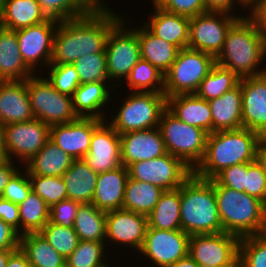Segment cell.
<instances>
[{"mask_svg":"<svg viewBox=\"0 0 266 267\" xmlns=\"http://www.w3.org/2000/svg\"><path fill=\"white\" fill-rule=\"evenodd\" d=\"M111 11H89L79 18L59 22L50 64H73L81 56L105 52L111 29L123 17Z\"/></svg>","mask_w":266,"mask_h":267,"instance_id":"1","label":"cell"},{"mask_svg":"<svg viewBox=\"0 0 266 267\" xmlns=\"http://www.w3.org/2000/svg\"><path fill=\"white\" fill-rule=\"evenodd\" d=\"M266 57V40L256 22L240 17L227 31L223 48L215 58L217 65L231 70L240 79L266 72L258 69Z\"/></svg>","mask_w":266,"mask_h":267,"instance_id":"2","label":"cell"},{"mask_svg":"<svg viewBox=\"0 0 266 267\" xmlns=\"http://www.w3.org/2000/svg\"><path fill=\"white\" fill-rule=\"evenodd\" d=\"M260 139L259 134L246 128L209 133L204 157L193 174L211 180L225 168L254 162Z\"/></svg>","mask_w":266,"mask_h":267,"instance_id":"3","label":"cell"},{"mask_svg":"<svg viewBox=\"0 0 266 267\" xmlns=\"http://www.w3.org/2000/svg\"><path fill=\"white\" fill-rule=\"evenodd\" d=\"M181 229L189 236L222 232L215 185L192 174L180 186Z\"/></svg>","mask_w":266,"mask_h":267,"instance_id":"4","label":"cell"},{"mask_svg":"<svg viewBox=\"0 0 266 267\" xmlns=\"http://www.w3.org/2000/svg\"><path fill=\"white\" fill-rule=\"evenodd\" d=\"M222 232L238 237L266 233V204L246 192L215 185Z\"/></svg>","mask_w":266,"mask_h":267,"instance_id":"5","label":"cell"},{"mask_svg":"<svg viewBox=\"0 0 266 267\" xmlns=\"http://www.w3.org/2000/svg\"><path fill=\"white\" fill-rule=\"evenodd\" d=\"M158 127L167 153L181 159L194 170L204 157L208 133L184 123L167 109L162 113Z\"/></svg>","mask_w":266,"mask_h":267,"instance_id":"6","label":"cell"},{"mask_svg":"<svg viewBox=\"0 0 266 267\" xmlns=\"http://www.w3.org/2000/svg\"><path fill=\"white\" fill-rule=\"evenodd\" d=\"M129 94L118 114L108 124L119 135L158 127L161 115L167 109L165 94L133 91Z\"/></svg>","mask_w":266,"mask_h":267,"instance_id":"7","label":"cell"},{"mask_svg":"<svg viewBox=\"0 0 266 267\" xmlns=\"http://www.w3.org/2000/svg\"><path fill=\"white\" fill-rule=\"evenodd\" d=\"M215 64V58L210 54L188 47L180 49L176 60L164 74L165 97L195 94Z\"/></svg>","mask_w":266,"mask_h":267,"instance_id":"8","label":"cell"},{"mask_svg":"<svg viewBox=\"0 0 266 267\" xmlns=\"http://www.w3.org/2000/svg\"><path fill=\"white\" fill-rule=\"evenodd\" d=\"M26 87L35 119L53 126L79 118L72 96L57 91L46 77L33 75L26 79Z\"/></svg>","mask_w":266,"mask_h":267,"instance_id":"9","label":"cell"},{"mask_svg":"<svg viewBox=\"0 0 266 267\" xmlns=\"http://www.w3.org/2000/svg\"><path fill=\"white\" fill-rule=\"evenodd\" d=\"M234 15L224 11H207L191 17L188 25V48L216 58L223 48L227 31L243 17Z\"/></svg>","mask_w":266,"mask_h":267,"instance_id":"10","label":"cell"},{"mask_svg":"<svg viewBox=\"0 0 266 267\" xmlns=\"http://www.w3.org/2000/svg\"><path fill=\"white\" fill-rule=\"evenodd\" d=\"M125 24L121 19L107 37L105 54L107 75L110 81L126 79L132 68L141 59L136 29L129 30V27L125 29Z\"/></svg>","mask_w":266,"mask_h":267,"instance_id":"11","label":"cell"},{"mask_svg":"<svg viewBox=\"0 0 266 267\" xmlns=\"http://www.w3.org/2000/svg\"><path fill=\"white\" fill-rule=\"evenodd\" d=\"M128 171L130 178L152 183L164 191L179 188L193 174L192 169L170 153L135 162L128 167Z\"/></svg>","mask_w":266,"mask_h":267,"instance_id":"12","label":"cell"},{"mask_svg":"<svg viewBox=\"0 0 266 267\" xmlns=\"http://www.w3.org/2000/svg\"><path fill=\"white\" fill-rule=\"evenodd\" d=\"M239 242L240 237L226 232L191 235L188 253L199 265L235 267Z\"/></svg>","mask_w":266,"mask_h":267,"instance_id":"13","label":"cell"},{"mask_svg":"<svg viewBox=\"0 0 266 267\" xmlns=\"http://www.w3.org/2000/svg\"><path fill=\"white\" fill-rule=\"evenodd\" d=\"M6 156H18L25 164L36 155L50 139V126L39 119L1 126Z\"/></svg>","mask_w":266,"mask_h":267,"instance_id":"14","label":"cell"},{"mask_svg":"<svg viewBox=\"0 0 266 267\" xmlns=\"http://www.w3.org/2000/svg\"><path fill=\"white\" fill-rule=\"evenodd\" d=\"M190 236L180 230L148 227L143 245L139 250L157 267H169L188 254Z\"/></svg>","mask_w":266,"mask_h":267,"instance_id":"15","label":"cell"},{"mask_svg":"<svg viewBox=\"0 0 266 267\" xmlns=\"http://www.w3.org/2000/svg\"><path fill=\"white\" fill-rule=\"evenodd\" d=\"M58 23L59 21L48 19L16 31L21 57L32 71H35L36 65L41 61V64H47L46 68L50 65Z\"/></svg>","mask_w":266,"mask_h":267,"instance_id":"16","label":"cell"},{"mask_svg":"<svg viewBox=\"0 0 266 267\" xmlns=\"http://www.w3.org/2000/svg\"><path fill=\"white\" fill-rule=\"evenodd\" d=\"M242 128L266 137V72L242 78Z\"/></svg>","mask_w":266,"mask_h":267,"instance_id":"17","label":"cell"},{"mask_svg":"<svg viewBox=\"0 0 266 267\" xmlns=\"http://www.w3.org/2000/svg\"><path fill=\"white\" fill-rule=\"evenodd\" d=\"M103 121L79 117L69 123L50 126V140L72 158H84L89 151L93 131Z\"/></svg>","mask_w":266,"mask_h":267,"instance_id":"18","label":"cell"},{"mask_svg":"<svg viewBox=\"0 0 266 267\" xmlns=\"http://www.w3.org/2000/svg\"><path fill=\"white\" fill-rule=\"evenodd\" d=\"M104 122L93 131L89 151L83 158L97 174L122 166L120 135Z\"/></svg>","mask_w":266,"mask_h":267,"instance_id":"19","label":"cell"},{"mask_svg":"<svg viewBox=\"0 0 266 267\" xmlns=\"http://www.w3.org/2000/svg\"><path fill=\"white\" fill-rule=\"evenodd\" d=\"M147 228L148 218L145 215L123 208L106 212V239L118 245L124 243L140 250Z\"/></svg>","mask_w":266,"mask_h":267,"instance_id":"20","label":"cell"},{"mask_svg":"<svg viewBox=\"0 0 266 267\" xmlns=\"http://www.w3.org/2000/svg\"><path fill=\"white\" fill-rule=\"evenodd\" d=\"M121 163L131 164L161 157L167 153L159 127L120 135Z\"/></svg>","mask_w":266,"mask_h":267,"instance_id":"21","label":"cell"},{"mask_svg":"<svg viewBox=\"0 0 266 267\" xmlns=\"http://www.w3.org/2000/svg\"><path fill=\"white\" fill-rule=\"evenodd\" d=\"M33 119L26 80L0 81V127Z\"/></svg>","mask_w":266,"mask_h":267,"instance_id":"22","label":"cell"},{"mask_svg":"<svg viewBox=\"0 0 266 267\" xmlns=\"http://www.w3.org/2000/svg\"><path fill=\"white\" fill-rule=\"evenodd\" d=\"M128 177L129 171L124 165L99 173L92 203L104 212L121 209Z\"/></svg>","mask_w":266,"mask_h":267,"instance_id":"23","label":"cell"},{"mask_svg":"<svg viewBox=\"0 0 266 267\" xmlns=\"http://www.w3.org/2000/svg\"><path fill=\"white\" fill-rule=\"evenodd\" d=\"M167 110L184 123L212 133V113L207 100L195 94H178L167 97Z\"/></svg>","mask_w":266,"mask_h":267,"instance_id":"24","label":"cell"},{"mask_svg":"<svg viewBox=\"0 0 266 267\" xmlns=\"http://www.w3.org/2000/svg\"><path fill=\"white\" fill-rule=\"evenodd\" d=\"M154 13L144 25L158 38L176 45L179 49L188 47V25L190 18L168 12L154 5Z\"/></svg>","mask_w":266,"mask_h":267,"instance_id":"25","label":"cell"},{"mask_svg":"<svg viewBox=\"0 0 266 267\" xmlns=\"http://www.w3.org/2000/svg\"><path fill=\"white\" fill-rule=\"evenodd\" d=\"M242 102L240 84L208 101L212 113V133L242 128Z\"/></svg>","mask_w":266,"mask_h":267,"instance_id":"26","label":"cell"},{"mask_svg":"<svg viewBox=\"0 0 266 267\" xmlns=\"http://www.w3.org/2000/svg\"><path fill=\"white\" fill-rule=\"evenodd\" d=\"M35 73L21 57L16 31L0 29V81H21Z\"/></svg>","mask_w":266,"mask_h":267,"instance_id":"27","label":"cell"},{"mask_svg":"<svg viewBox=\"0 0 266 267\" xmlns=\"http://www.w3.org/2000/svg\"><path fill=\"white\" fill-rule=\"evenodd\" d=\"M47 20L37 0H0L2 28L17 31Z\"/></svg>","mask_w":266,"mask_h":267,"instance_id":"28","label":"cell"},{"mask_svg":"<svg viewBox=\"0 0 266 267\" xmlns=\"http://www.w3.org/2000/svg\"><path fill=\"white\" fill-rule=\"evenodd\" d=\"M140 45V57L150 62L165 74L176 60L179 48L167 41L158 38L145 25L136 28Z\"/></svg>","mask_w":266,"mask_h":267,"instance_id":"29","label":"cell"},{"mask_svg":"<svg viewBox=\"0 0 266 267\" xmlns=\"http://www.w3.org/2000/svg\"><path fill=\"white\" fill-rule=\"evenodd\" d=\"M105 82L82 83L75 90L73 98L74 111L78 117L97 118L105 121L101 111L110 101V90Z\"/></svg>","mask_w":266,"mask_h":267,"instance_id":"30","label":"cell"},{"mask_svg":"<svg viewBox=\"0 0 266 267\" xmlns=\"http://www.w3.org/2000/svg\"><path fill=\"white\" fill-rule=\"evenodd\" d=\"M62 177L66 184L68 199L81 204L92 203L98 174L83 158L74 159Z\"/></svg>","mask_w":266,"mask_h":267,"instance_id":"31","label":"cell"},{"mask_svg":"<svg viewBox=\"0 0 266 267\" xmlns=\"http://www.w3.org/2000/svg\"><path fill=\"white\" fill-rule=\"evenodd\" d=\"M74 158L50 139L25 165L28 175L62 176L72 165Z\"/></svg>","mask_w":266,"mask_h":267,"instance_id":"32","label":"cell"},{"mask_svg":"<svg viewBox=\"0 0 266 267\" xmlns=\"http://www.w3.org/2000/svg\"><path fill=\"white\" fill-rule=\"evenodd\" d=\"M19 247L32 267H66V258L59 254L40 232L20 235Z\"/></svg>","mask_w":266,"mask_h":267,"instance_id":"33","label":"cell"},{"mask_svg":"<svg viewBox=\"0 0 266 267\" xmlns=\"http://www.w3.org/2000/svg\"><path fill=\"white\" fill-rule=\"evenodd\" d=\"M147 218L148 227L165 230H180V187L163 191L156 206L152 209Z\"/></svg>","mask_w":266,"mask_h":267,"instance_id":"34","label":"cell"},{"mask_svg":"<svg viewBox=\"0 0 266 267\" xmlns=\"http://www.w3.org/2000/svg\"><path fill=\"white\" fill-rule=\"evenodd\" d=\"M164 190L152 183L128 177L125 185L123 209L148 216Z\"/></svg>","mask_w":266,"mask_h":267,"instance_id":"35","label":"cell"},{"mask_svg":"<svg viewBox=\"0 0 266 267\" xmlns=\"http://www.w3.org/2000/svg\"><path fill=\"white\" fill-rule=\"evenodd\" d=\"M106 212L93 203L80 204L73 229L82 241H106Z\"/></svg>","mask_w":266,"mask_h":267,"instance_id":"36","label":"cell"},{"mask_svg":"<svg viewBox=\"0 0 266 267\" xmlns=\"http://www.w3.org/2000/svg\"><path fill=\"white\" fill-rule=\"evenodd\" d=\"M50 207L33 190L19 204L20 235L39 232L49 222Z\"/></svg>","mask_w":266,"mask_h":267,"instance_id":"37","label":"cell"},{"mask_svg":"<svg viewBox=\"0 0 266 267\" xmlns=\"http://www.w3.org/2000/svg\"><path fill=\"white\" fill-rule=\"evenodd\" d=\"M239 81L240 78L231 70L215 64L208 75L201 81L195 95L210 101L236 87Z\"/></svg>","mask_w":266,"mask_h":267,"instance_id":"38","label":"cell"},{"mask_svg":"<svg viewBox=\"0 0 266 267\" xmlns=\"http://www.w3.org/2000/svg\"><path fill=\"white\" fill-rule=\"evenodd\" d=\"M126 82L133 92H164V74L143 59L132 68Z\"/></svg>","mask_w":266,"mask_h":267,"instance_id":"39","label":"cell"},{"mask_svg":"<svg viewBox=\"0 0 266 267\" xmlns=\"http://www.w3.org/2000/svg\"><path fill=\"white\" fill-rule=\"evenodd\" d=\"M106 242L80 240L76 249L66 258V267H101L105 264ZM105 247V248H104Z\"/></svg>","mask_w":266,"mask_h":267,"instance_id":"40","label":"cell"},{"mask_svg":"<svg viewBox=\"0 0 266 267\" xmlns=\"http://www.w3.org/2000/svg\"><path fill=\"white\" fill-rule=\"evenodd\" d=\"M39 232L65 258L72 254L80 241L73 227L57 225L50 221Z\"/></svg>","mask_w":266,"mask_h":267,"instance_id":"41","label":"cell"},{"mask_svg":"<svg viewBox=\"0 0 266 267\" xmlns=\"http://www.w3.org/2000/svg\"><path fill=\"white\" fill-rule=\"evenodd\" d=\"M73 65L78 72L80 84L106 82V80H110L107 75L105 52L89 53L85 56H81Z\"/></svg>","mask_w":266,"mask_h":267,"instance_id":"42","label":"cell"},{"mask_svg":"<svg viewBox=\"0 0 266 267\" xmlns=\"http://www.w3.org/2000/svg\"><path fill=\"white\" fill-rule=\"evenodd\" d=\"M238 264L242 267H266V233L240 238Z\"/></svg>","mask_w":266,"mask_h":267,"instance_id":"43","label":"cell"},{"mask_svg":"<svg viewBox=\"0 0 266 267\" xmlns=\"http://www.w3.org/2000/svg\"><path fill=\"white\" fill-rule=\"evenodd\" d=\"M32 190L51 207L67 199L66 184L62 176L29 175Z\"/></svg>","mask_w":266,"mask_h":267,"instance_id":"44","label":"cell"},{"mask_svg":"<svg viewBox=\"0 0 266 267\" xmlns=\"http://www.w3.org/2000/svg\"><path fill=\"white\" fill-rule=\"evenodd\" d=\"M48 19L63 22L89 12L80 0H37Z\"/></svg>","mask_w":266,"mask_h":267,"instance_id":"45","label":"cell"},{"mask_svg":"<svg viewBox=\"0 0 266 267\" xmlns=\"http://www.w3.org/2000/svg\"><path fill=\"white\" fill-rule=\"evenodd\" d=\"M48 81L60 93L73 96L80 85L78 72L73 64H50Z\"/></svg>","mask_w":266,"mask_h":267,"instance_id":"46","label":"cell"},{"mask_svg":"<svg viewBox=\"0 0 266 267\" xmlns=\"http://www.w3.org/2000/svg\"><path fill=\"white\" fill-rule=\"evenodd\" d=\"M245 192L266 204V172L256 160L247 162Z\"/></svg>","mask_w":266,"mask_h":267,"instance_id":"47","label":"cell"},{"mask_svg":"<svg viewBox=\"0 0 266 267\" xmlns=\"http://www.w3.org/2000/svg\"><path fill=\"white\" fill-rule=\"evenodd\" d=\"M247 162L223 169L213 179L214 185H222L230 189L245 192Z\"/></svg>","mask_w":266,"mask_h":267,"instance_id":"48","label":"cell"},{"mask_svg":"<svg viewBox=\"0 0 266 267\" xmlns=\"http://www.w3.org/2000/svg\"><path fill=\"white\" fill-rule=\"evenodd\" d=\"M25 173L18 171L8 182L3 190L2 198L9 200L14 204H20L28 196L32 190L31 181L28 172L23 169ZM20 172V173H19ZM24 175V176H23Z\"/></svg>","mask_w":266,"mask_h":267,"instance_id":"49","label":"cell"},{"mask_svg":"<svg viewBox=\"0 0 266 267\" xmlns=\"http://www.w3.org/2000/svg\"><path fill=\"white\" fill-rule=\"evenodd\" d=\"M80 202L64 199L50 207L49 221L66 227H73Z\"/></svg>","mask_w":266,"mask_h":267,"instance_id":"50","label":"cell"},{"mask_svg":"<svg viewBox=\"0 0 266 267\" xmlns=\"http://www.w3.org/2000/svg\"><path fill=\"white\" fill-rule=\"evenodd\" d=\"M158 6L168 12L189 18L208 11L204 0H162Z\"/></svg>","mask_w":266,"mask_h":267,"instance_id":"51","label":"cell"},{"mask_svg":"<svg viewBox=\"0 0 266 267\" xmlns=\"http://www.w3.org/2000/svg\"><path fill=\"white\" fill-rule=\"evenodd\" d=\"M0 219L20 233L19 205L0 197Z\"/></svg>","mask_w":266,"mask_h":267,"instance_id":"52","label":"cell"},{"mask_svg":"<svg viewBox=\"0 0 266 267\" xmlns=\"http://www.w3.org/2000/svg\"><path fill=\"white\" fill-rule=\"evenodd\" d=\"M20 234L0 219V251L19 248Z\"/></svg>","mask_w":266,"mask_h":267,"instance_id":"53","label":"cell"},{"mask_svg":"<svg viewBox=\"0 0 266 267\" xmlns=\"http://www.w3.org/2000/svg\"><path fill=\"white\" fill-rule=\"evenodd\" d=\"M249 15L257 24L260 33L266 40V0L259 2L252 10Z\"/></svg>","mask_w":266,"mask_h":267,"instance_id":"54","label":"cell"},{"mask_svg":"<svg viewBox=\"0 0 266 267\" xmlns=\"http://www.w3.org/2000/svg\"><path fill=\"white\" fill-rule=\"evenodd\" d=\"M14 166L12 160L9 159L0 163V197L10 179L20 170V168Z\"/></svg>","mask_w":266,"mask_h":267,"instance_id":"55","label":"cell"},{"mask_svg":"<svg viewBox=\"0 0 266 267\" xmlns=\"http://www.w3.org/2000/svg\"><path fill=\"white\" fill-rule=\"evenodd\" d=\"M235 2L241 4L238 0H204V4L208 11H224L231 13Z\"/></svg>","mask_w":266,"mask_h":267,"instance_id":"56","label":"cell"},{"mask_svg":"<svg viewBox=\"0 0 266 267\" xmlns=\"http://www.w3.org/2000/svg\"><path fill=\"white\" fill-rule=\"evenodd\" d=\"M6 267H32L25 253L19 248L15 249L9 256Z\"/></svg>","mask_w":266,"mask_h":267,"instance_id":"57","label":"cell"},{"mask_svg":"<svg viewBox=\"0 0 266 267\" xmlns=\"http://www.w3.org/2000/svg\"><path fill=\"white\" fill-rule=\"evenodd\" d=\"M256 161L266 172V137H261L257 146Z\"/></svg>","mask_w":266,"mask_h":267,"instance_id":"58","label":"cell"},{"mask_svg":"<svg viewBox=\"0 0 266 267\" xmlns=\"http://www.w3.org/2000/svg\"><path fill=\"white\" fill-rule=\"evenodd\" d=\"M89 11H109L101 0H80Z\"/></svg>","mask_w":266,"mask_h":267,"instance_id":"59","label":"cell"},{"mask_svg":"<svg viewBox=\"0 0 266 267\" xmlns=\"http://www.w3.org/2000/svg\"><path fill=\"white\" fill-rule=\"evenodd\" d=\"M169 267H199V264L188 253Z\"/></svg>","mask_w":266,"mask_h":267,"instance_id":"60","label":"cell"},{"mask_svg":"<svg viewBox=\"0 0 266 267\" xmlns=\"http://www.w3.org/2000/svg\"><path fill=\"white\" fill-rule=\"evenodd\" d=\"M14 250H1L0 251V267H6L8 258Z\"/></svg>","mask_w":266,"mask_h":267,"instance_id":"61","label":"cell"},{"mask_svg":"<svg viewBox=\"0 0 266 267\" xmlns=\"http://www.w3.org/2000/svg\"><path fill=\"white\" fill-rule=\"evenodd\" d=\"M8 160L5 150H4V143H3V133L0 127V163Z\"/></svg>","mask_w":266,"mask_h":267,"instance_id":"62","label":"cell"},{"mask_svg":"<svg viewBox=\"0 0 266 267\" xmlns=\"http://www.w3.org/2000/svg\"><path fill=\"white\" fill-rule=\"evenodd\" d=\"M243 7H249L248 9H253L262 0H238Z\"/></svg>","mask_w":266,"mask_h":267,"instance_id":"63","label":"cell"},{"mask_svg":"<svg viewBox=\"0 0 266 267\" xmlns=\"http://www.w3.org/2000/svg\"><path fill=\"white\" fill-rule=\"evenodd\" d=\"M162 0H152L153 5H158Z\"/></svg>","mask_w":266,"mask_h":267,"instance_id":"64","label":"cell"},{"mask_svg":"<svg viewBox=\"0 0 266 267\" xmlns=\"http://www.w3.org/2000/svg\"><path fill=\"white\" fill-rule=\"evenodd\" d=\"M199 267H216V266H212V265H199Z\"/></svg>","mask_w":266,"mask_h":267,"instance_id":"65","label":"cell"},{"mask_svg":"<svg viewBox=\"0 0 266 267\" xmlns=\"http://www.w3.org/2000/svg\"><path fill=\"white\" fill-rule=\"evenodd\" d=\"M101 267H110V266H109V264H108V265H107V264H104V265L101 266Z\"/></svg>","mask_w":266,"mask_h":267,"instance_id":"66","label":"cell"}]
</instances>
